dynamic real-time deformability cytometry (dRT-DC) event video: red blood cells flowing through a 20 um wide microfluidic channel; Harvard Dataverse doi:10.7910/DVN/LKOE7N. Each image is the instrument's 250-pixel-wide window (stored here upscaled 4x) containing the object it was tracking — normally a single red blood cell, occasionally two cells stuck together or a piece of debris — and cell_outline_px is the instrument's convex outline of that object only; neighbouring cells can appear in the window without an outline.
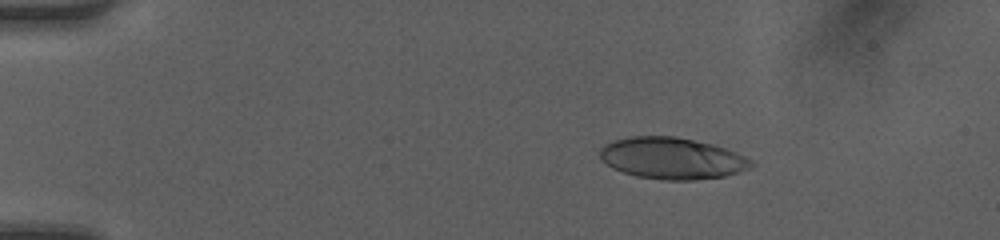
{"species": "human", "species_latin": "Homo sapiens", "temperature_condition": "room temperature", "stored_images_in_passage": 32, "camera_frame_rate_fps": 3000, "um_per_image_px": 0.085, "donor": {"sex": "female"}, "frame": {"image": 1, "passage_image": 4, "time_ms": 1.0, "image_size_px": [1000, 240], "cell_outline_px": [[756, 164], [748, 168], [724, 176], [696, 180], [664, 180], [636, 176], [612, 168], [600, 160], [600, 148], [604, 144], [612, 140], [628, 136], [676, 136], [712, 144], [736, 152], [752, 160]], "centroid_in_image_um": [57.08, 13.44], "position_along_channel_um": 27.9, "area_um2": 36.76}}
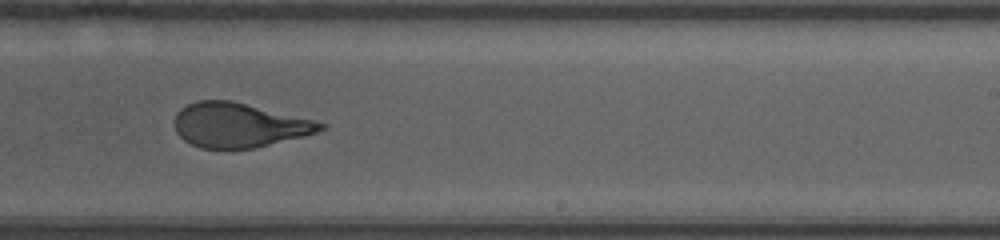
{"frame": {"image": 2, "passage_image": 15, "time_ms": 4.667, "image_size_px": [1000, 240], "cell_outline_px": [[328, 128], [304, 136], [252, 148], [200, 148], [184, 140], [176, 132], [176, 112], [180, 108], [196, 100], [232, 100], [328, 124]], "centroid_in_image_um": [20.3, 10.62], "position_along_channel_um": 268.7, "area_um2": 37.45}}
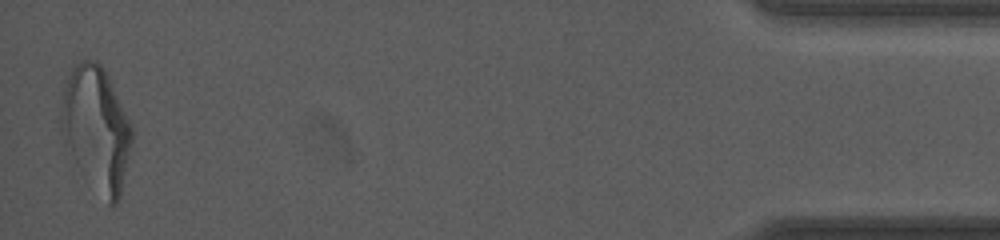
{"frame": {"image": 3, "passage_image": 32, "time_ms": 10.333, "image_size_px": [1000, 240], "cell_outline_px": [[132, 140], [120, 196], [116, 204], [108, 204], [72, 152], [64, 140], [60, 132], [56, 120], [64, 80], [72, 68], [80, 60], [92, 60], [100, 64], [104, 68], [132, 124]], "centroid_in_image_um": [8.15, 10.79], "position_along_channel_um": 427.1, "area_um2": 50.58}, "authors_computed_cell_mechanics": {"area_um2": 38.3503, "velocity_mm_per_s": 4.2298, "shape_relaxation_time_tau1_ms": 1.8717, "shape_relaxation_time_tau2_ms": null, "deformation_change_tau1": 0.1448, "deformation_change_tau2": null}}